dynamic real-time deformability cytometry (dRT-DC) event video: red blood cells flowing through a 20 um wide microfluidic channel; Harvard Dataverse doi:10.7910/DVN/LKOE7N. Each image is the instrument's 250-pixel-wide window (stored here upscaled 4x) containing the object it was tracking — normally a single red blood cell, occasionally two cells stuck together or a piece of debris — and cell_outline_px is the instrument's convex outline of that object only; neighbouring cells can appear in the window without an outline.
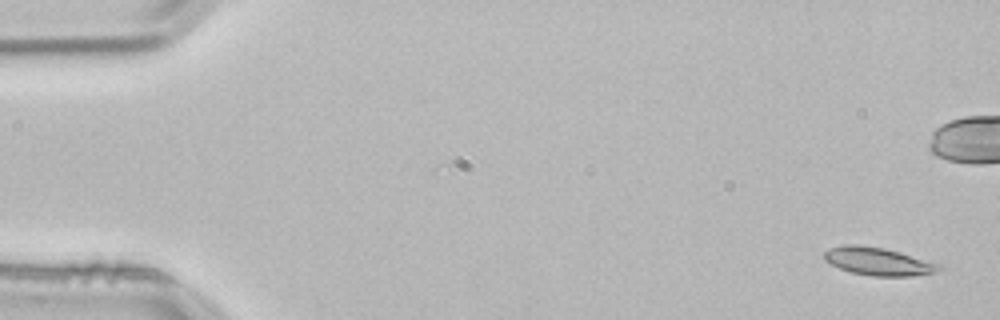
{"species": "common noctule bat (a hibernating species)", "species_latin": "Nyctalus noctula", "temperature_condition": "room temperature", "stored_images_in_passage": 5, "camera_frame_rate_fps": 3000, "um_per_image_px": 0.085, "animal": {"sex": "male", "body_mass_g": 21.5, "forearm_length_mm": 52.0}, "frame": {"image": 1, "passage_image": 1, "time_ms": 0.0, "image_size_px": [1000, 320], "cell_outline_px": [[944, 268], [936, 272], [912, 276], [872, 276], [852, 272], [840, 268], [824, 260], [824, 252], [828, 248], [844, 244], [860, 244], [884, 248], [900, 252], [944, 264]], "centroid_in_image_um": [74.7, 22.21], "position_along_channel_um": 10.3, "area_um2": 18.96}}